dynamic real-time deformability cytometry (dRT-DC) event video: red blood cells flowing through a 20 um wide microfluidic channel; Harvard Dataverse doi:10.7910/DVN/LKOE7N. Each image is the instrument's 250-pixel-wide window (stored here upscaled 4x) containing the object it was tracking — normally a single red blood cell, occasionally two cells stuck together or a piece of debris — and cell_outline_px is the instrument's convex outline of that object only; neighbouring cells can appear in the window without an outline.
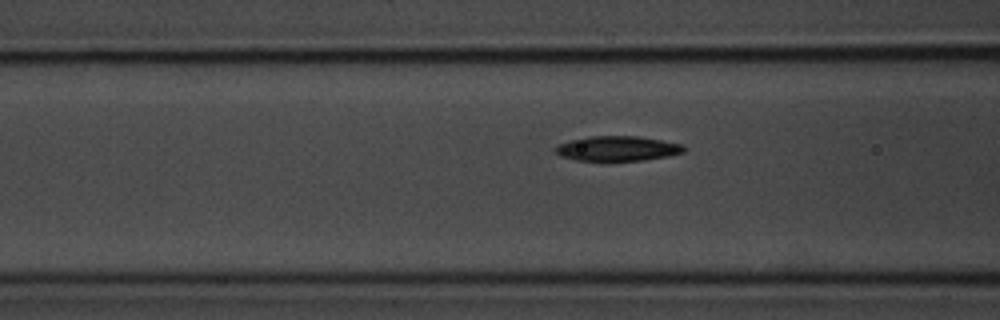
{"species": "common noctule bat (a hibernating species)", "species_latin": "Nyctalus noctula", "temperature_condition": "room temperature", "stored_images_in_passage": 12, "camera_frame_rate_fps": 3000, "um_per_image_px": 0.085, "animal": {"sex": "male", "body_mass_g": 20.1, "forearm_length_mm": 53.5}, "frame": {"image": 1, "passage_image": 9, "time_ms": 2.667, "image_size_px": [1000, 320], "cell_outline_px": [[688, 148], [684, 152], [668, 156], [644, 160], [576, 160], [560, 156], [552, 148], [560, 144], [572, 140], [592, 136], [640, 136], [684, 144]], "centroid_in_image_um": [52.54, 12.62], "position_along_channel_um": 114.1, "area_um2": 18.61}}